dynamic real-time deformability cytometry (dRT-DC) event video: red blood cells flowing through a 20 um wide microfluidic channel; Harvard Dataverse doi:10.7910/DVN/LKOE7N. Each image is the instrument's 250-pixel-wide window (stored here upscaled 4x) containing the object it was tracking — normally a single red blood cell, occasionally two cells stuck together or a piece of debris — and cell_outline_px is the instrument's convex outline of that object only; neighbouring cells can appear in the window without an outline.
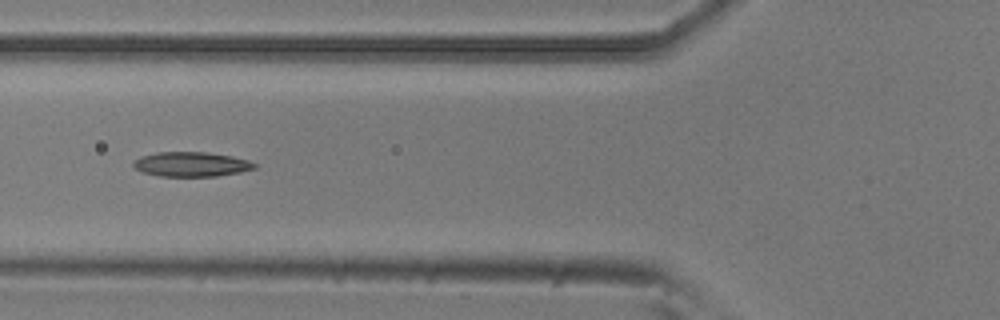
{"species": "common noctule bat (a hibernating species)", "species_latin": "Nyctalus noctula", "temperature_condition": "room temperature", "stored_images_in_passage": 8, "camera_frame_rate_fps": 3000, "um_per_image_px": 0.085, "animal": {"sex": "male", "body_mass_g": 20.5, "forearm_length_mm": 52.5}, "frame": {"image": 1, "passage_image": 6, "time_ms": 1.667, "image_size_px": [1000, 320], "cell_outline_px": [[256, 168], [240, 172], [216, 176], [160, 176], [144, 172], [136, 168], [132, 164], [140, 156], [156, 152], [208, 152], [232, 156], [248, 160], [256, 164]], "centroid_in_image_um": [16.28, 13.95], "position_along_channel_um": 109.5, "area_um2": 17.28}}
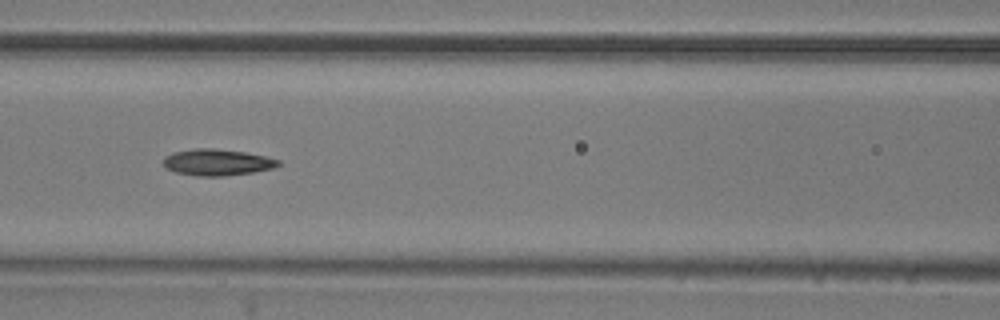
{"frame": {"image": 2, "passage_image": 7, "time_ms": 2.0, "image_size_px": [1000, 320], "cell_outline_px": [[280, 164], [272, 168], [252, 172], [224, 176], [196, 176], [176, 172], [164, 168], [164, 156], [172, 152], [196, 148], [212, 148], [244, 152], [264, 156], [280, 160]], "centroid_in_image_um": [18.41, 13.79], "position_along_channel_um": 148.2, "area_um2": 17.63}}
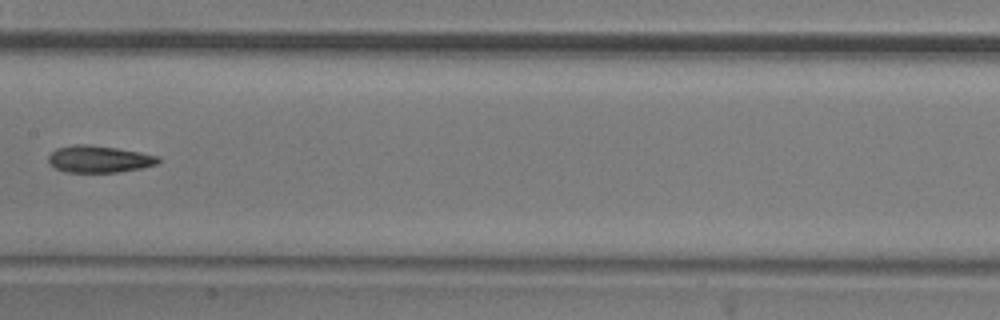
{"frame": {"image": 3, "passage_image": 8, "time_ms": 2.333, "image_size_px": [1000, 320], "cell_outline_px": [[160, 160], [156, 164], [140, 168], [116, 172], [68, 172], [56, 168], [48, 160], [48, 156], [56, 148], [76, 144], [88, 144], [116, 148], [140, 152], [160, 156]], "centroid_in_image_um": [8.43, 13.51], "position_along_channel_um": 199.0, "area_um2": 17.05}}